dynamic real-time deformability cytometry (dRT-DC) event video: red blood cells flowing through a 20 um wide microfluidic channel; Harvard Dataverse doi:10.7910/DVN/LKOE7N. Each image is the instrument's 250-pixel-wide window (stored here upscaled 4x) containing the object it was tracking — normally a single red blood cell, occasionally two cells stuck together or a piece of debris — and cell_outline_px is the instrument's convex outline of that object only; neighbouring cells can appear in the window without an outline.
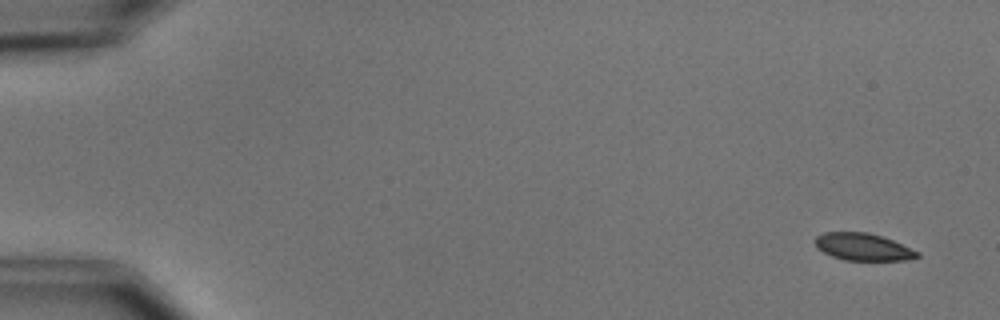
{"species": "common noctule bat (a hibernating species)", "species_latin": "Nyctalus noctula", "temperature_condition": "cold", "stored_images_in_passage": 4, "camera_frame_rate_fps": 3000, "um_per_image_px": 0.085, "animal": {"sex": "male", "body_mass_g": 15.6}, "frame": {"image": 1, "passage_image": 1, "time_ms": 0.0, "image_size_px": [1000, 320], "cell_outline_px": [[920, 256], [904, 260], [844, 260], [832, 256], [816, 248], [816, 236], [824, 232], [868, 232], [892, 240], [920, 252]], "centroid_in_image_um": [73.35, 20.98], "position_along_channel_um": 11.7, "area_um2": 16.07}}
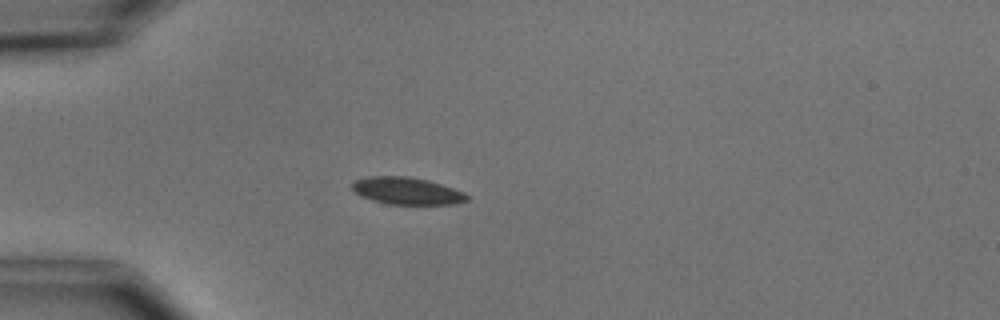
{"frame": {"image": 2, "passage_image": 4, "time_ms": 4.333, "image_size_px": [1000, 320], "cell_outline_px": [[468, 200], [456, 204], [388, 204], [372, 200], [360, 196], [352, 188], [352, 184], [356, 180], [368, 176], [408, 176], [428, 180], [464, 192], [468, 196]], "centroid_in_image_um": [34.58, 16.23], "position_along_channel_um": 50.4, "area_um2": 18.09}}